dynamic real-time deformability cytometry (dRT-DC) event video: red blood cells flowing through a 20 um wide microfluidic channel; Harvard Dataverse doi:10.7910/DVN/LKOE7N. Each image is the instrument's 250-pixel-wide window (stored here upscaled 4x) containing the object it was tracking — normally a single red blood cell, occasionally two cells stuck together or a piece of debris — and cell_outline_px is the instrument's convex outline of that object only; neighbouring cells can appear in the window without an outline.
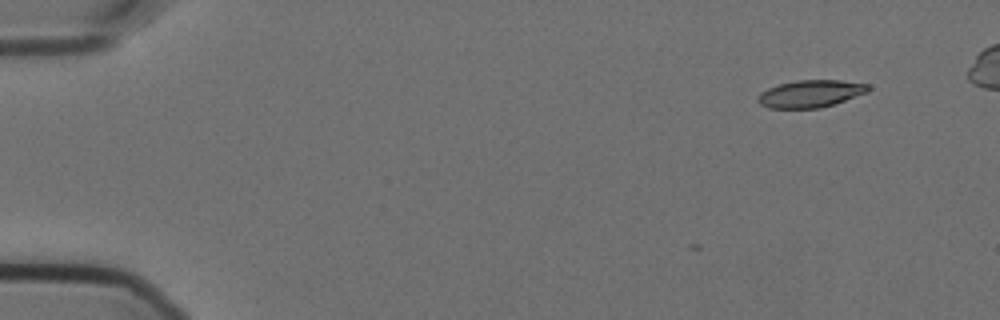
{"species": "Egyptian fruit bat (a non-hibernating species)", "species_latin": "Rousettus aegyptiacus", "temperature_condition": "cold", "stored_images_in_passage": 4, "camera_frame_rate_fps": 3000, "um_per_image_px": 0.085, "animal": {"sex": "female"}, "frame": {"image": 1, "passage_image": 1, "time_ms": 0.0, "image_size_px": [1000, 320], "cell_outline_px": [[872, 88], [868, 92], [820, 108], [768, 108], [760, 104], [756, 100], [760, 92], [768, 88], [780, 84], [796, 80], [840, 80], [868, 84]], "centroid_in_image_um": [68.88, 7.96], "position_along_channel_um": 16.1, "area_um2": 17.51}}